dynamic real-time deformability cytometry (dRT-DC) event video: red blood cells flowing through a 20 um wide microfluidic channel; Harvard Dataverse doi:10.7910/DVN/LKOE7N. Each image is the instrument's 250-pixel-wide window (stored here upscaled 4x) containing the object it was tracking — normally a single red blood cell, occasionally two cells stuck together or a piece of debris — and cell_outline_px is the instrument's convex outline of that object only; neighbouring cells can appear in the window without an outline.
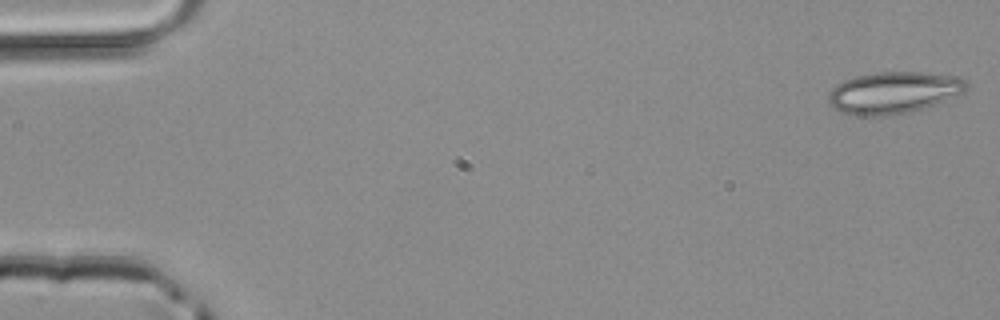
{"species": "common noctule bat (a hibernating species)", "species_latin": "Nyctalus noctula", "temperature_condition": "room temperature", "stored_images_in_passage": 48, "camera_frame_rate_fps": 3000, "um_per_image_px": 0.085, "animal": {"sex": "male", "body_mass_g": 20.4}, "frame": {"image": 1, "passage_image": 1, "time_ms": 0.0, "image_size_px": [1000, 320], "cell_outline_px": [[968, 88], [964, 92], [936, 104], [924, 108], [908, 112], [884, 116], [864, 116], [840, 112], [828, 104], [828, 92], [836, 84], [844, 80], [856, 76], [876, 72], [920, 72], [960, 76], [968, 84]], "centroid_in_image_um": [75.94, 7.87], "position_along_channel_um": 9.1, "area_um2": 33.81}}
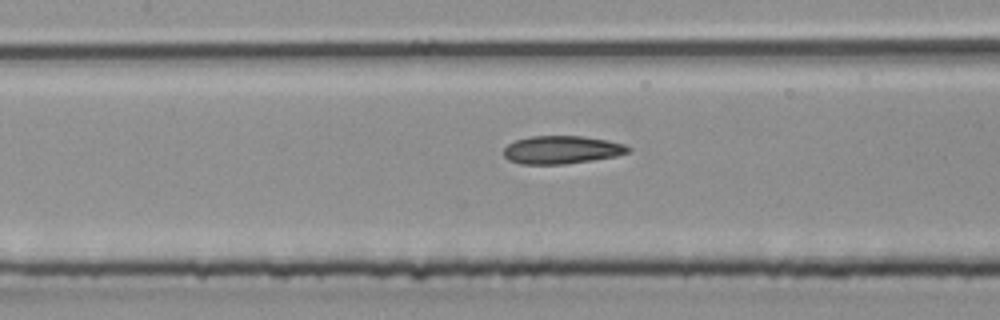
{"frame": {"image": 2, "passage_image": 22, "time_ms": 7.0, "image_size_px": [1000, 320], "cell_outline_px": [[632, 152], [616, 156], [592, 160], [564, 164], [520, 164], [508, 160], [504, 156], [504, 148], [508, 144], [516, 140], [532, 136], [584, 136], [624, 144], [632, 148]], "centroid_in_image_um": [47.76, 12.74], "position_along_channel_um": 159.6, "area_um2": 20.35}}
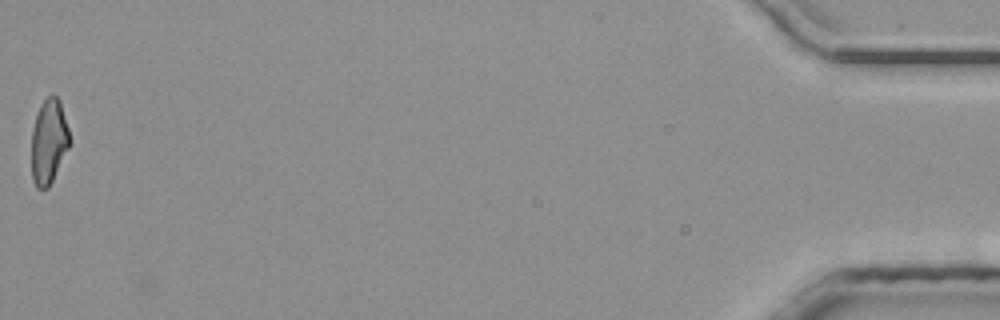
{"frame": {"image": 3, "passage_image": 48, "time_ms": 15.667, "image_size_px": [1000, 320], "cell_outline_px": [[72, 140], [48, 188], [36, 188], [32, 180], [32, 128], [40, 104], [52, 92], [60, 100]], "centroid_in_image_um": [4.15, 11.99], "position_along_channel_um": 431.0, "area_um2": 18.9}}